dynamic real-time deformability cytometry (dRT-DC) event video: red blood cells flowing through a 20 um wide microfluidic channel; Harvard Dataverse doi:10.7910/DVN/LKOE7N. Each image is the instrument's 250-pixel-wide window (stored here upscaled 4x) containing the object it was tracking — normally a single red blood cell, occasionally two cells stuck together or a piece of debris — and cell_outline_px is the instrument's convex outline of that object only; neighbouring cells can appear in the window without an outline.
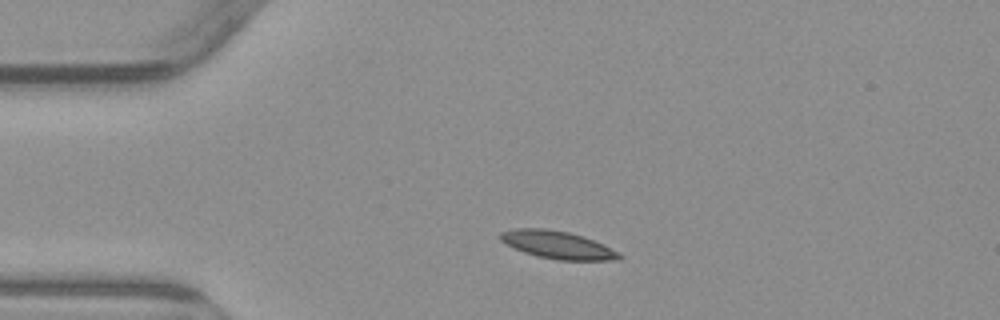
{"species": "common noctule bat (a hibernating species)", "species_latin": "Nyctalus noctula", "temperature_condition": "warm", "stored_images_in_passage": 3, "camera_frame_rate_fps": 3000, "um_per_image_px": 0.085, "animal": {"sex": "male", "body_mass_g": 23.1, "forearm_length_mm": 52.7}, "frame": {"image": 1, "passage_image": 2, "time_ms": 1.333, "image_size_px": [1000, 320], "cell_outline_px": [[624, 256], [620, 260], [556, 260], [536, 256], [524, 252], [504, 244], [500, 240], [500, 232], [516, 228], [544, 228], [568, 232], [584, 236], [604, 244]], "centroid_in_image_um": [47.39, 20.81], "position_along_channel_um": 37.6, "area_um2": 19.36}}